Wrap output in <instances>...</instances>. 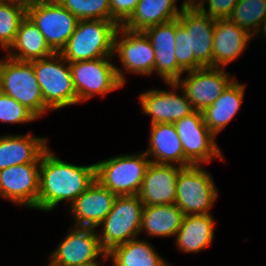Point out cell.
Here are the masks:
<instances>
[{"instance_id": "836d02e7", "label": "cell", "mask_w": 266, "mask_h": 266, "mask_svg": "<svg viewBox=\"0 0 266 266\" xmlns=\"http://www.w3.org/2000/svg\"><path fill=\"white\" fill-rule=\"evenodd\" d=\"M204 2V0H200L197 3L194 1L191 4L203 14L208 15L210 18L226 19L231 15L232 10L234 9L238 0H208V12L205 10Z\"/></svg>"}, {"instance_id": "7c38bea8", "label": "cell", "mask_w": 266, "mask_h": 266, "mask_svg": "<svg viewBox=\"0 0 266 266\" xmlns=\"http://www.w3.org/2000/svg\"><path fill=\"white\" fill-rule=\"evenodd\" d=\"M59 247L52 253L48 266H83L98 264L95 259L101 254L107 259V253L101 247L94 228L74 226Z\"/></svg>"}, {"instance_id": "30bf717a", "label": "cell", "mask_w": 266, "mask_h": 266, "mask_svg": "<svg viewBox=\"0 0 266 266\" xmlns=\"http://www.w3.org/2000/svg\"><path fill=\"white\" fill-rule=\"evenodd\" d=\"M180 138L185 159L191 165L209 162L212 157L221 158L214 135L204 123L202 111L194 110L173 123Z\"/></svg>"}, {"instance_id": "e0dca14e", "label": "cell", "mask_w": 266, "mask_h": 266, "mask_svg": "<svg viewBox=\"0 0 266 266\" xmlns=\"http://www.w3.org/2000/svg\"><path fill=\"white\" fill-rule=\"evenodd\" d=\"M181 168L150 163L138 194L143 205L175 204L177 176Z\"/></svg>"}, {"instance_id": "44dd1931", "label": "cell", "mask_w": 266, "mask_h": 266, "mask_svg": "<svg viewBox=\"0 0 266 266\" xmlns=\"http://www.w3.org/2000/svg\"><path fill=\"white\" fill-rule=\"evenodd\" d=\"M150 130L151 146L145 153L147 156H155L156 160H150L151 163L172 165V162H176L181 167L191 166L185 159L181 141L173 123L153 124Z\"/></svg>"}, {"instance_id": "2e32d148", "label": "cell", "mask_w": 266, "mask_h": 266, "mask_svg": "<svg viewBox=\"0 0 266 266\" xmlns=\"http://www.w3.org/2000/svg\"><path fill=\"white\" fill-rule=\"evenodd\" d=\"M155 51V70L165 83L177 82L185 72L175 57L176 19L143 31Z\"/></svg>"}, {"instance_id": "6da1fadb", "label": "cell", "mask_w": 266, "mask_h": 266, "mask_svg": "<svg viewBox=\"0 0 266 266\" xmlns=\"http://www.w3.org/2000/svg\"><path fill=\"white\" fill-rule=\"evenodd\" d=\"M95 180V164H69L55 157L47 148L41 155L38 209L52 210L63 200H70L72 204Z\"/></svg>"}, {"instance_id": "603a6c76", "label": "cell", "mask_w": 266, "mask_h": 266, "mask_svg": "<svg viewBox=\"0 0 266 266\" xmlns=\"http://www.w3.org/2000/svg\"><path fill=\"white\" fill-rule=\"evenodd\" d=\"M175 2L176 0H139L134 12L121 27L143 32L149 27L175 20L181 12Z\"/></svg>"}, {"instance_id": "d590c367", "label": "cell", "mask_w": 266, "mask_h": 266, "mask_svg": "<svg viewBox=\"0 0 266 266\" xmlns=\"http://www.w3.org/2000/svg\"><path fill=\"white\" fill-rule=\"evenodd\" d=\"M15 1H20L25 3L26 5L34 3V2H40V1H44V0H15Z\"/></svg>"}, {"instance_id": "484cf974", "label": "cell", "mask_w": 266, "mask_h": 266, "mask_svg": "<svg viewBox=\"0 0 266 266\" xmlns=\"http://www.w3.org/2000/svg\"><path fill=\"white\" fill-rule=\"evenodd\" d=\"M12 48L18 49L19 53L9 54V57L19 61L46 58L55 53L49 47L41 31L28 16L20 23L15 40L9 49Z\"/></svg>"}, {"instance_id": "4fadbf2b", "label": "cell", "mask_w": 266, "mask_h": 266, "mask_svg": "<svg viewBox=\"0 0 266 266\" xmlns=\"http://www.w3.org/2000/svg\"><path fill=\"white\" fill-rule=\"evenodd\" d=\"M186 0L178 16L179 23L189 33L190 56L203 67H212V49L215 29V19L203 14Z\"/></svg>"}, {"instance_id": "ba28073f", "label": "cell", "mask_w": 266, "mask_h": 266, "mask_svg": "<svg viewBox=\"0 0 266 266\" xmlns=\"http://www.w3.org/2000/svg\"><path fill=\"white\" fill-rule=\"evenodd\" d=\"M27 16L41 31L55 53H60L65 47L79 22V19L57 0L28 4Z\"/></svg>"}, {"instance_id": "d6986e66", "label": "cell", "mask_w": 266, "mask_h": 266, "mask_svg": "<svg viewBox=\"0 0 266 266\" xmlns=\"http://www.w3.org/2000/svg\"><path fill=\"white\" fill-rule=\"evenodd\" d=\"M143 111L151 115V125L174 123L194 111L185 93L179 96L174 91L151 90L139 97Z\"/></svg>"}, {"instance_id": "8d00e7d4", "label": "cell", "mask_w": 266, "mask_h": 266, "mask_svg": "<svg viewBox=\"0 0 266 266\" xmlns=\"http://www.w3.org/2000/svg\"><path fill=\"white\" fill-rule=\"evenodd\" d=\"M2 83H1V79H0V95L2 94Z\"/></svg>"}, {"instance_id": "83f0119b", "label": "cell", "mask_w": 266, "mask_h": 266, "mask_svg": "<svg viewBox=\"0 0 266 266\" xmlns=\"http://www.w3.org/2000/svg\"><path fill=\"white\" fill-rule=\"evenodd\" d=\"M113 266H167L149 243L136 238L114 247L107 253Z\"/></svg>"}, {"instance_id": "9c48e42d", "label": "cell", "mask_w": 266, "mask_h": 266, "mask_svg": "<svg viewBox=\"0 0 266 266\" xmlns=\"http://www.w3.org/2000/svg\"><path fill=\"white\" fill-rule=\"evenodd\" d=\"M199 166L182 167L177 176L175 204L184 215L210 213L208 210L217 197L211 175Z\"/></svg>"}, {"instance_id": "8992f818", "label": "cell", "mask_w": 266, "mask_h": 266, "mask_svg": "<svg viewBox=\"0 0 266 266\" xmlns=\"http://www.w3.org/2000/svg\"><path fill=\"white\" fill-rule=\"evenodd\" d=\"M146 153L123 155L95 163L96 180L116 195H138L151 163Z\"/></svg>"}, {"instance_id": "f1b7e54d", "label": "cell", "mask_w": 266, "mask_h": 266, "mask_svg": "<svg viewBox=\"0 0 266 266\" xmlns=\"http://www.w3.org/2000/svg\"><path fill=\"white\" fill-rule=\"evenodd\" d=\"M228 19L252 36L257 33L259 26L263 23V31H265L266 0H238Z\"/></svg>"}, {"instance_id": "74e56055", "label": "cell", "mask_w": 266, "mask_h": 266, "mask_svg": "<svg viewBox=\"0 0 266 266\" xmlns=\"http://www.w3.org/2000/svg\"><path fill=\"white\" fill-rule=\"evenodd\" d=\"M83 266H99L98 264H90V265H83Z\"/></svg>"}, {"instance_id": "ac0fdd59", "label": "cell", "mask_w": 266, "mask_h": 266, "mask_svg": "<svg viewBox=\"0 0 266 266\" xmlns=\"http://www.w3.org/2000/svg\"><path fill=\"white\" fill-rule=\"evenodd\" d=\"M117 195L103 187L97 180L87 188L72 204L76 225L94 228L100 226L112 210Z\"/></svg>"}, {"instance_id": "4316f807", "label": "cell", "mask_w": 266, "mask_h": 266, "mask_svg": "<svg viewBox=\"0 0 266 266\" xmlns=\"http://www.w3.org/2000/svg\"><path fill=\"white\" fill-rule=\"evenodd\" d=\"M183 217L182 210L176 204L144 206L141 230L154 236L176 235Z\"/></svg>"}, {"instance_id": "9a60e30c", "label": "cell", "mask_w": 266, "mask_h": 266, "mask_svg": "<svg viewBox=\"0 0 266 266\" xmlns=\"http://www.w3.org/2000/svg\"><path fill=\"white\" fill-rule=\"evenodd\" d=\"M122 31L124 39L118 40V34ZM114 36L113 51L117 52L119 59L126 70L138 74H151L155 71V51L150 40L143 32L129 31L121 26Z\"/></svg>"}, {"instance_id": "5bb4252c", "label": "cell", "mask_w": 266, "mask_h": 266, "mask_svg": "<svg viewBox=\"0 0 266 266\" xmlns=\"http://www.w3.org/2000/svg\"><path fill=\"white\" fill-rule=\"evenodd\" d=\"M39 171L40 163L19 164L0 170V195L38 209Z\"/></svg>"}, {"instance_id": "d4e9b609", "label": "cell", "mask_w": 266, "mask_h": 266, "mask_svg": "<svg viewBox=\"0 0 266 266\" xmlns=\"http://www.w3.org/2000/svg\"><path fill=\"white\" fill-rule=\"evenodd\" d=\"M213 224L210 213L184 215L181 227L176 233V244L184 252L201 251L213 240Z\"/></svg>"}, {"instance_id": "3957f363", "label": "cell", "mask_w": 266, "mask_h": 266, "mask_svg": "<svg viewBox=\"0 0 266 266\" xmlns=\"http://www.w3.org/2000/svg\"><path fill=\"white\" fill-rule=\"evenodd\" d=\"M60 53L32 60L44 103L52 110L77 103L70 66Z\"/></svg>"}, {"instance_id": "f546056e", "label": "cell", "mask_w": 266, "mask_h": 266, "mask_svg": "<svg viewBox=\"0 0 266 266\" xmlns=\"http://www.w3.org/2000/svg\"><path fill=\"white\" fill-rule=\"evenodd\" d=\"M27 16V5L15 0H0V43L8 50L13 44L20 23Z\"/></svg>"}, {"instance_id": "ffe728a7", "label": "cell", "mask_w": 266, "mask_h": 266, "mask_svg": "<svg viewBox=\"0 0 266 266\" xmlns=\"http://www.w3.org/2000/svg\"><path fill=\"white\" fill-rule=\"evenodd\" d=\"M246 30L226 19H215V29L212 49V67H220L232 62L245 50L251 39Z\"/></svg>"}, {"instance_id": "5b68a950", "label": "cell", "mask_w": 266, "mask_h": 266, "mask_svg": "<svg viewBox=\"0 0 266 266\" xmlns=\"http://www.w3.org/2000/svg\"><path fill=\"white\" fill-rule=\"evenodd\" d=\"M2 92L26 106L37 117L51 110L45 103L31 61L7 57L0 61Z\"/></svg>"}, {"instance_id": "4dcf8cb0", "label": "cell", "mask_w": 266, "mask_h": 266, "mask_svg": "<svg viewBox=\"0 0 266 266\" xmlns=\"http://www.w3.org/2000/svg\"><path fill=\"white\" fill-rule=\"evenodd\" d=\"M79 20H110L121 26L112 16L110 0H57Z\"/></svg>"}, {"instance_id": "1f68e13d", "label": "cell", "mask_w": 266, "mask_h": 266, "mask_svg": "<svg viewBox=\"0 0 266 266\" xmlns=\"http://www.w3.org/2000/svg\"><path fill=\"white\" fill-rule=\"evenodd\" d=\"M38 118L26 106L9 95H0V121L5 123H25Z\"/></svg>"}, {"instance_id": "7a4b0ae2", "label": "cell", "mask_w": 266, "mask_h": 266, "mask_svg": "<svg viewBox=\"0 0 266 266\" xmlns=\"http://www.w3.org/2000/svg\"><path fill=\"white\" fill-rule=\"evenodd\" d=\"M118 27L110 20H79L60 54L67 63L111 57Z\"/></svg>"}, {"instance_id": "52a82bcc", "label": "cell", "mask_w": 266, "mask_h": 266, "mask_svg": "<svg viewBox=\"0 0 266 266\" xmlns=\"http://www.w3.org/2000/svg\"><path fill=\"white\" fill-rule=\"evenodd\" d=\"M109 57L68 63L72 73L77 103L88 98L120 88L125 80L122 72L112 64ZM109 61V62H108Z\"/></svg>"}, {"instance_id": "8fae6325", "label": "cell", "mask_w": 266, "mask_h": 266, "mask_svg": "<svg viewBox=\"0 0 266 266\" xmlns=\"http://www.w3.org/2000/svg\"><path fill=\"white\" fill-rule=\"evenodd\" d=\"M220 67H203L188 71V76L177 82H168L175 89L182 87L194 110L203 111L212 105L234 81Z\"/></svg>"}, {"instance_id": "cb8c5ba5", "label": "cell", "mask_w": 266, "mask_h": 266, "mask_svg": "<svg viewBox=\"0 0 266 266\" xmlns=\"http://www.w3.org/2000/svg\"><path fill=\"white\" fill-rule=\"evenodd\" d=\"M244 88L233 81L212 105L202 111L204 123L214 136L236 115L242 104Z\"/></svg>"}, {"instance_id": "d6a6232c", "label": "cell", "mask_w": 266, "mask_h": 266, "mask_svg": "<svg viewBox=\"0 0 266 266\" xmlns=\"http://www.w3.org/2000/svg\"><path fill=\"white\" fill-rule=\"evenodd\" d=\"M189 33L176 19V37H175V57L179 66L186 71H193L202 68L194 56H190Z\"/></svg>"}, {"instance_id": "e575fe53", "label": "cell", "mask_w": 266, "mask_h": 266, "mask_svg": "<svg viewBox=\"0 0 266 266\" xmlns=\"http://www.w3.org/2000/svg\"><path fill=\"white\" fill-rule=\"evenodd\" d=\"M139 0H110L111 16L121 25L134 12Z\"/></svg>"}, {"instance_id": "7402d4cb", "label": "cell", "mask_w": 266, "mask_h": 266, "mask_svg": "<svg viewBox=\"0 0 266 266\" xmlns=\"http://www.w3.org/2000/svg\"><path fill=\"white\" fill-rule=\"evenodd\" d=\"M45 138L7 135L0 137V170L26 163H41V155L47 149Z\"/></svg>"}, {"instance_id": "277c9868", "label": "cell", "mask_w": 266, "mask_h": 266, "mask_svg": "<svg viewBox=\"0 0 266 266\" xmlns=\"http://www.w3.org/2000/svg\"><path fill=\"white\" fill-rule=\"evenodd\" d=\"M143 203L138 195H117L112 210L104 218L103 235H98L101 247L108 253L141 231Z\"/></svg>"}]
</instances>
